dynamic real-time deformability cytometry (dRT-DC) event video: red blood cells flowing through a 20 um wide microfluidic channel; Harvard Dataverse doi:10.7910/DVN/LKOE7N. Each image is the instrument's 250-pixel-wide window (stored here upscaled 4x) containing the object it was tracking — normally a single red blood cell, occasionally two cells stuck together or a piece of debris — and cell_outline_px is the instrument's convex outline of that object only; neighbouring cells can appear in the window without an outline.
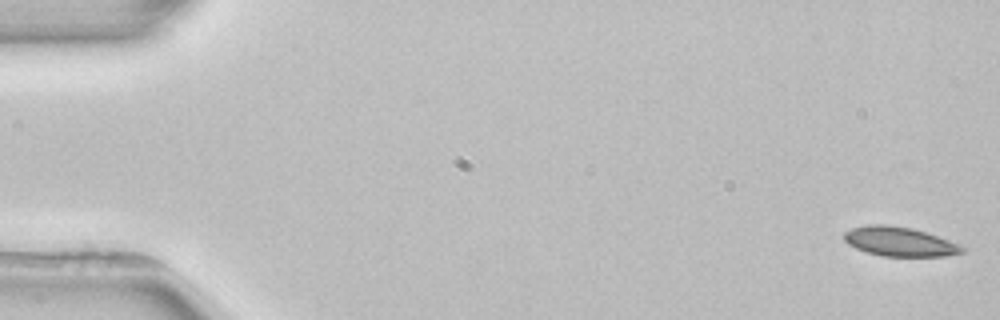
{"species": "common noctule bat (a hibernating species)", "species_latin": "Nyctalus noctula", "temperature_condition": "room temperature", "stored_images_in_passage": 5, "camera_frame_rate_fps": 3000, "um_per_image_px": 0.085, "animal": {"sex": "female", "body_mass_g": 22.7, "forearm_length_mm": 54.2}, "frame": {"image": 1, "passage_image": 1, "time_ms": 0.0, "image_size_px": [1000, 320], "cell_outline_px": [[968, 248], [964, 252], [944, 256], [880, 256], [856, 248], [848, 244], [844, 240], [844, 232], [852, 228], [868, 224], [888, 224], [912, 228], [948, 240]], "centroid_in_image_um": [76.45, 20.53], "position_along_channel_um": 8.5, "area_um2": 20.11}}
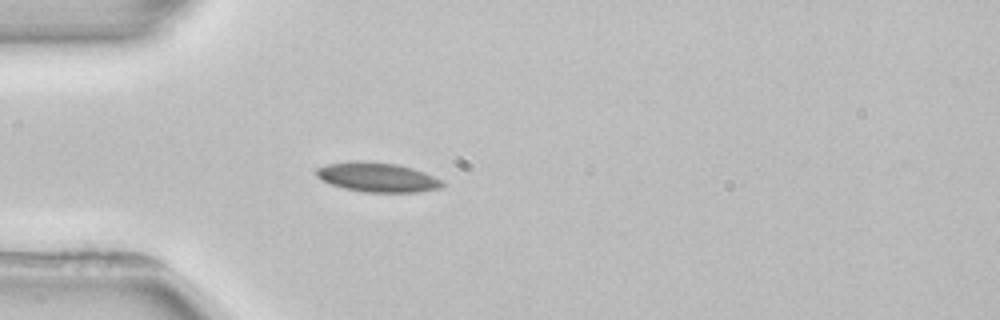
{"frame": {"image": 2, "passage_image": 5, "time_ms": 4.667, "image_size_px": [1000, 320], "cell_outline_px": [[444, 184], [440, 188], [420, 192], [364, 192], [344, 188], [332, 184], [316, 176], [316, 168], [328, 164], [356, 160], [360, 160], [396, 164], [412, 168], [424, 172], [440, 180]], "centroid_in_image_um": [32.07, 15.06], "position_along_channel_um": 52.9, "area_um2": 21.44}}